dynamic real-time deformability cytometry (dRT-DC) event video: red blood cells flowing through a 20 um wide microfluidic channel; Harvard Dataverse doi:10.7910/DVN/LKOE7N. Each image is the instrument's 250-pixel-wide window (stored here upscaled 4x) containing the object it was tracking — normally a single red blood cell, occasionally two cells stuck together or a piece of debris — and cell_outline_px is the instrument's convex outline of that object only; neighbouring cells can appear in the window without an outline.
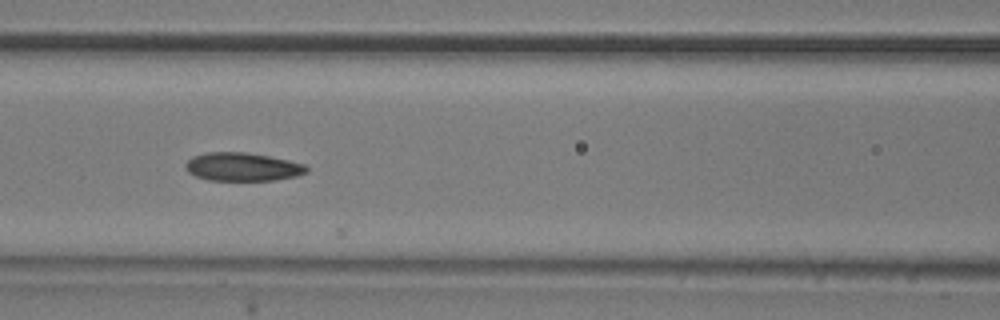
{"species": "common noctule bat (a hibernating species)", "species_latin": "Nyctalus noctula", "temperature_condition": "room temperature", "stored_images_in_passage": 8, "camera_frame_rate_fps": 3000, "um_per_image_px": 0.085, "animal": {"sex": "male", "body_mass_g": 20.5, "forearm_length_mm": 52.5}, "frame": {"image": 1, "passage_image": 4, "time_ms": 1.0, "image_size_px": [1000, 320], "cell_outline_px": [[308, 172], [296, 176], [276, 180], [208, 180], [196, 176], [188, 172], [184, 164], [192, 156], [208, 152], [244, 152], [268, 156], [288, 160], [304, 164], [308, 168]], "centroid_in_image_um": [20.6, 14.18], "position_along_channel_um": 146.0, "area_um2": 19.94}}
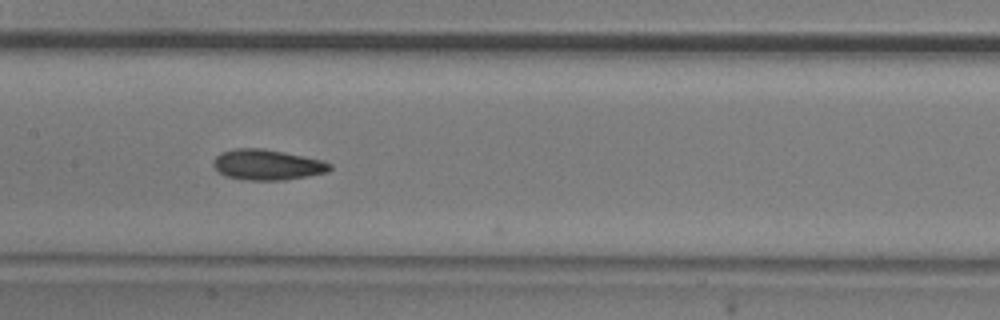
{"frame": {"image": 2, "passage_image": 5, "time_ms": 1.333, "image_size_px": [1000, 320], "cell_outline_px": [[332, 168], [328, 172], [284, 180], [248, 180], [224, 176], [212, 164], [212, 160], [220, 152], [236, 148], [264, 148], [304, 156], [320, 160], [332, 164]], "centroid_in_image_um": [22.69, 14.0], "position_along_channel_um": 184.7, "area_um2": 20.75}}